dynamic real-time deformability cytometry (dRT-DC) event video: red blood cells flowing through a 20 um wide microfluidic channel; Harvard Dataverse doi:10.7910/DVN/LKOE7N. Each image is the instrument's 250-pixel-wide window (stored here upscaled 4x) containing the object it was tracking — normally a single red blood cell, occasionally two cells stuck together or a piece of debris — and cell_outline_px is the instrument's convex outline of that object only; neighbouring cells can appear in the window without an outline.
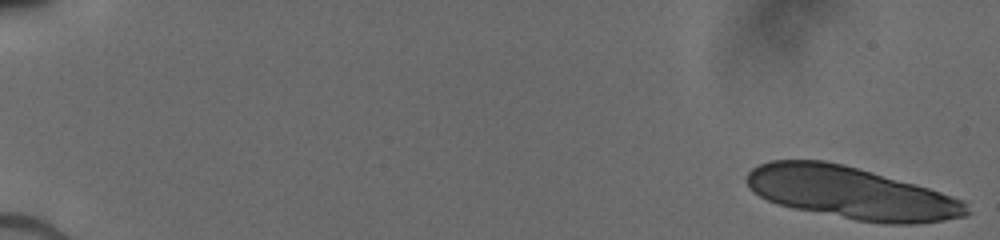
{"species": "human", "species_latin": "Homo sapiens", "temperature_condition": "cold", "stored_images_in_passage": 13, "camera_frame_rate_fps": 3000, "um_per_image_px": 0.085, "donor": {"sex": "male"}, "frame": {"image": 1, "passage_image": 1, "time_ms": 0.0, "image_size_px": [1000, 240], "cell_outline_px": [[972, 212], [964, 216], [944, 220], [916, 224], [884, 224], [856, 220], [792, 208], [768, 200], [760, 196], [744, 180], [748, 172], [752, 168], [760, 164], [772, 160], [824, 160], [844, 164], [928, 188], [964, 200]], "centroid_in_image_um": [72.36, 16.41], "position_along_channel_um": 12.6, "area_um2": 66.64}}